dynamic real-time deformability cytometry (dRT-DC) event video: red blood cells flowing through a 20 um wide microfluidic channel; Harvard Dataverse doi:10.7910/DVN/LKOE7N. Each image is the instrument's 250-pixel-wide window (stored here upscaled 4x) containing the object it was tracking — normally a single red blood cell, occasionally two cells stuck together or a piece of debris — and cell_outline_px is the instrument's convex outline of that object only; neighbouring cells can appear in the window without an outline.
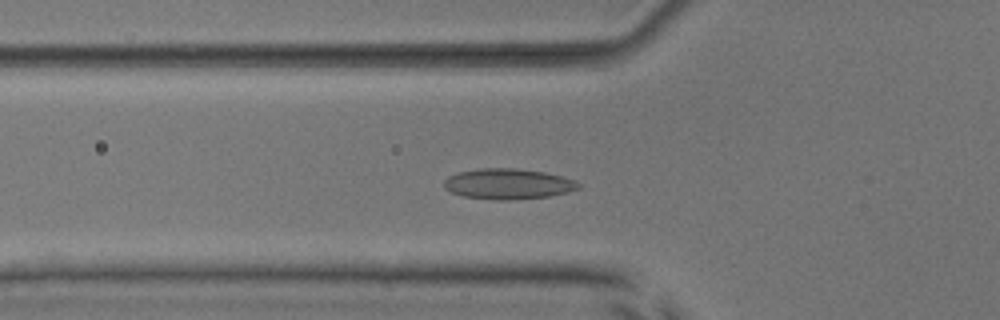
{"species": "common noctule bat (a hibernating species)", "species_latin": "Nyctalus noctula", "temperature_condition": "room temperature", "stored_images_in_passage": 54, "camera_frame_rate_fps": 3000, "um_per_image_px": 0.085, "animal": {"sex": "male", "body_mass_g": 17.9, "forearm_length_mm": 54.2}, "frame": {"image": 1, "passage_image": 19, "time_ms": 6.0, "image_size_px": [1000, 320], "cell_outline_px": [[580, 188], [568, 192], [548, 196], [508, 200], [500, 200], [464, 196], [452, 192], [444, 188], [444, 180], [448, 176], [456, 172], [480, 168], [516, 168], [544, 172], [576, 180], [580, 184]], "centroid_in_image_um": [43.18, 15.62], "position_along_channel_um": 82.6, "area_um2": 23.87}}
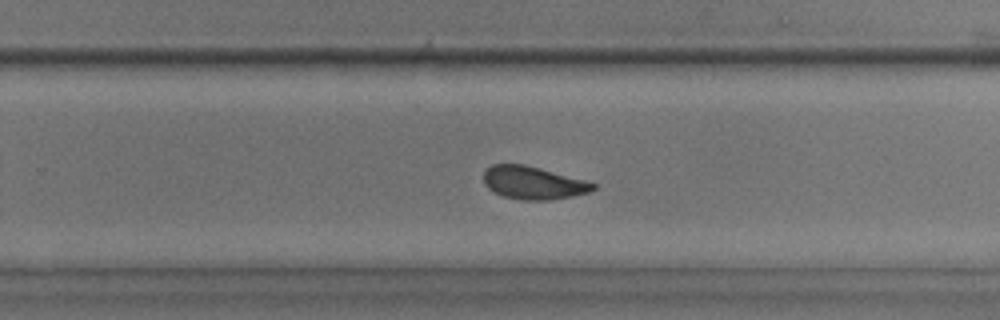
{"frame": {"image": 2, "passage_image": 35, "time_ms": 11.333, "image_size_px": [1000, 320], "cell_outline_px": [[596, 188], [588, 192], [572, 196], [552, 200], [520, 200], [504, 196], [488, 188], [484, 184], [484, 172], [492, 164], [524, 164], [584, 180], [596, 184]], "centroid_in_image_um": [45.31, 15.54], "position_along_channel_um": 284.5, "area_um2": 20.75}}
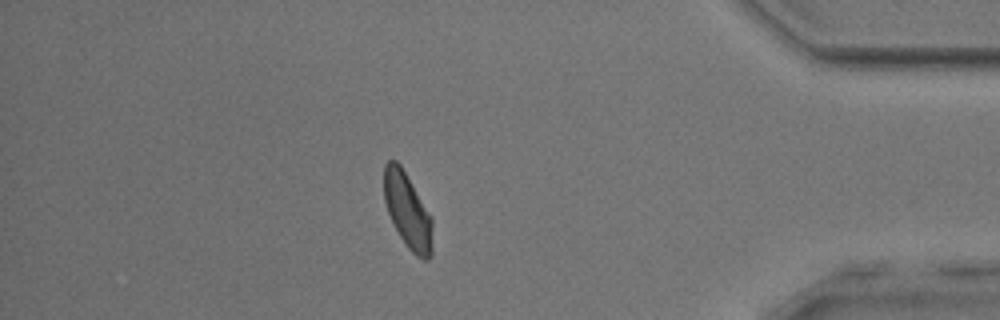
{"frame": {"image": 3, "passage_image": 47, "time_ms": 15.333, "image_size_px": [1000, 320], "cell_outline_px": [[432, 256], [428, 260], [424, 260], [416, 256], [408, 248], [400, 236], [388, 212], [384, 200], [384, 164], [388, 160], [396, 160], [400, 164], [432, 216]], "centroid_in_image_um": [34.66, 17.92], "position_along_channel_um": 400.5, "area_um2": 21.27}, "authors_computed_cell_mechanics": {"area_um2": 21.9062, "velocity_mm_per_s": 3.7918, "shape_relaxation_time_tau1_ms": 3.4861, "shape_relaxation_time_tau2_ms": 1.3219, "deformation_change_tau1": 0.1081, "deformation_change_tau2": 0.0631}}